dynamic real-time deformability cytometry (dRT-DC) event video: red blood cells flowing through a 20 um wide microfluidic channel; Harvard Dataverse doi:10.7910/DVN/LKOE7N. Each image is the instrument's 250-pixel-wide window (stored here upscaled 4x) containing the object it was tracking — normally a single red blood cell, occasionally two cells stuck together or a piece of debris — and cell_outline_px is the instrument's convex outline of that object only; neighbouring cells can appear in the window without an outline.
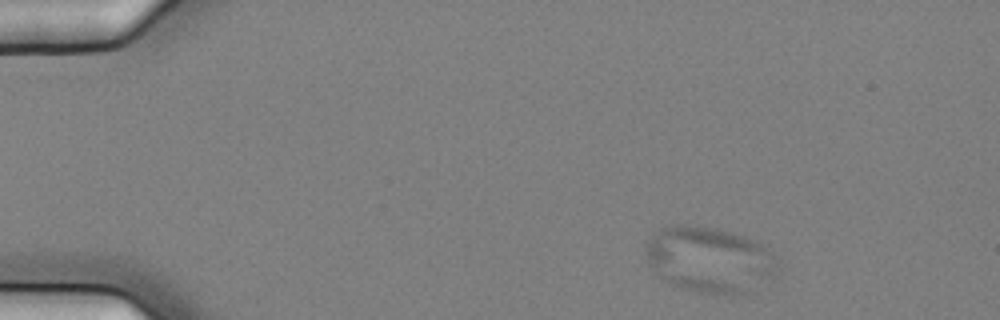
{"species": "common noctule bat (a hibernating species)", "species_latin": "Nyctalus noctula", "temperature_condition": "cold", "stored_images_in_passage": 4, "camera_frame_rate_fps": 3000, "um_per_image_px": 0.085, "animal": {"sex": "female", "body_mass_g": 25.1}, "frame": {"image": 1, "passage_image": 1, "time_ms": 0.0, "image_size_px": [1000, 320], "cell_outline_px": [[780, 272], [748, 292], [732, 296], [696, 292], [680, 288], [672, 284], [660, 276], [648, 260], [644, 252], [644, 244], [660, 228], [676, 224], [688, 224], [720, 228], [744, 236], [760, 244], [772, 252], [780, 268]], "centroid_in_image_um": [60.32, 22.07], "position_along_channel_um": 24.7, "area_um2": 51.04}}
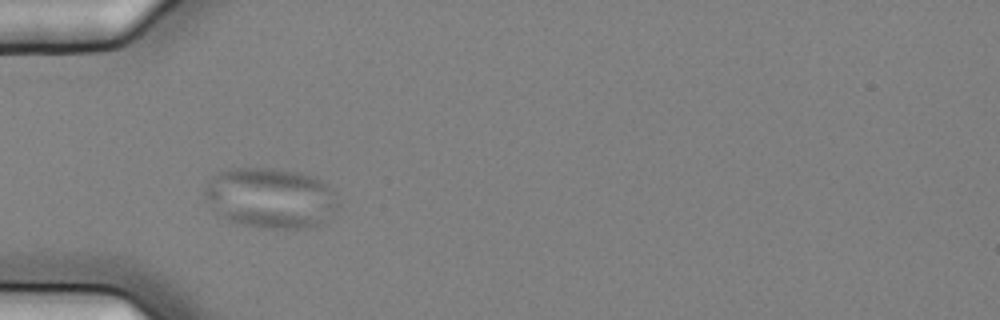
{"frame": {"image": 2, "passage_image": 4, "time_ms": 1.0, "image_size_px": [1000, 320], "cell_outline_px": [[336, 212], [316, 224], [308, 228], [260, 228], [228, 220], [220, 216], [208, 204], [204, 196], [204, 188], [212, 176], [216, 172], [228, 168], [276, 168], [300, 172], [316, 176], [328, 184], [332, 192], [336, 204]], "centroid_in_image_um": [22.94, 16.8], "position_along_channel_um": 62.1, "area_um2": 47.11}}